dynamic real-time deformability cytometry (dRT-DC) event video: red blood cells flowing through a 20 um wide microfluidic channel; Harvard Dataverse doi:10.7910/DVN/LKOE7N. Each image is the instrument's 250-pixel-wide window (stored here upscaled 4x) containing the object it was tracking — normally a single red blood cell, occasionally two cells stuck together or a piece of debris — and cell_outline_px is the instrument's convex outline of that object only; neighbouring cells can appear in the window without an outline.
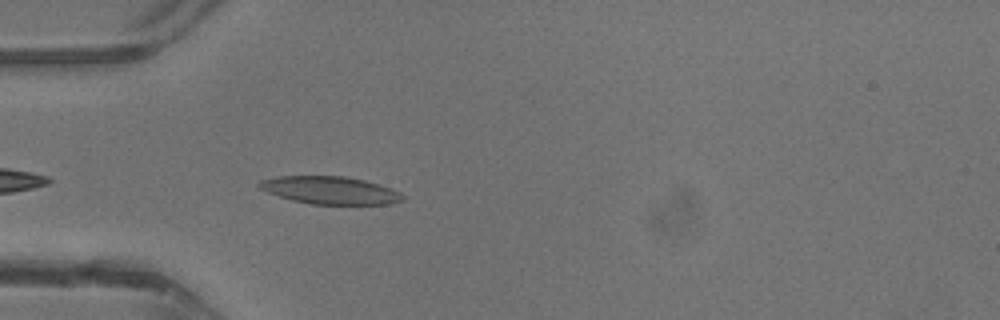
{"species": "common noctule bat (a hibernating species)", "species_latin": "Nyctalus noctula", "temperature_condition": "warm", "stored_images_in_passage": 31, "camera_frame_rate_fps": 3000, "um_per_image_px": 0.085, "animal": {"sex": "male", "body_mass_g": 13.3}, "frame": {"image": 1, "passage_image": 2, "time_ms": 0.333, "image_size_px": [1000, 320], "cell_outline_px": [[404, 200], [392, 204], [312, 204], [292, 200], [268, 192], [260, 188], [256, 184], [260, 180], [276, 176], [344, 176], [364, 180], [380, 184], [392, 188], [400, 192], [404, 196]], "centroid_in_image_um": [28.09, 16.17], "position_along_channel_um": 56.9, "area_um2": 23.18}}
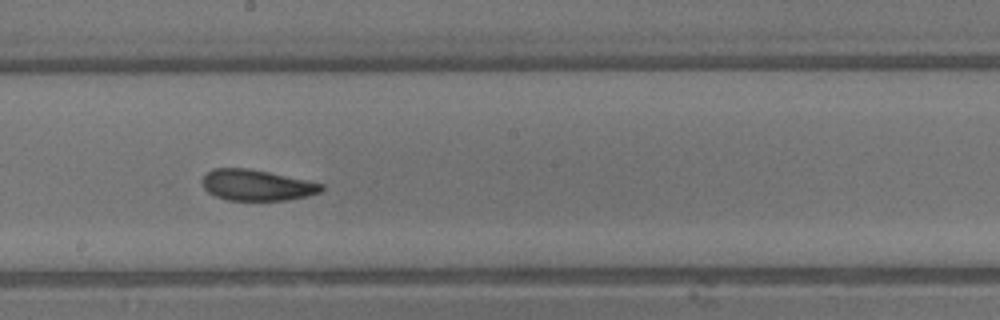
{"frame": {"image": 2, "passage_image": 13, "time_ms": 4.0, "image_size_px": [1000, 320], "cell_outline_px": [[324, 188], [320, 192], [308, 196], [288, 200], [228, 200], [216, 196], [208, 192], [204, 188], [200, 180], [204, 172], [212, 168], [248, 168], [268, 172], [324, 184]], "centroid_in_image_um": [21.77, 15.73], "position_along_channel_um": 226.4, "area_um2": 21.62}}
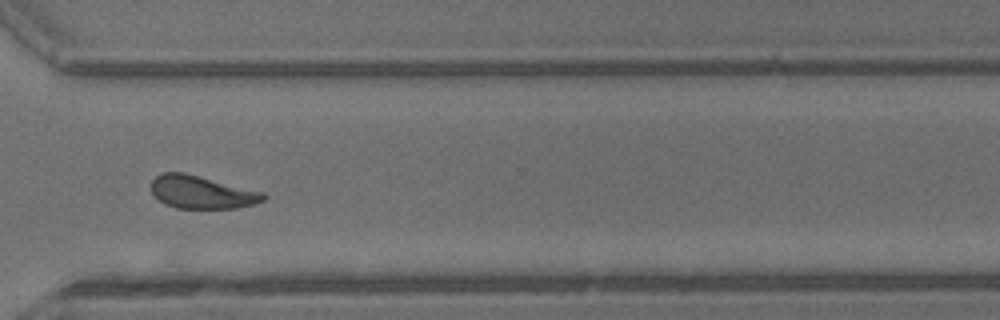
{"frame": {"image": 3, "passage_image": 21, "time_ms": 6.667, "image_size_px": [1000, 320], "cell_outline_px": [[268, 196], [264, 200], [252, 204], [236, 208], [176, 208], [164, 204], [152, 192], [152, 180], [160, 172], [184, 172], [264, 192]], "centroid_in_image_um": [17.15, 16.33], "position_along_channel_um": 353.5, "area_um2": 21.44}, "authors_computed_cell_mechanics": {"area_um2": 21.5594, "velocity_mm_per_s": 4.7752, "shape_relaxation_time_tau1_ms": 4.8918, "shape_relaxation_time_tau2_ms": 2.7795, "deformation_change_tau1": 0.1562, "deformation_change_tau2": 0.0898}}